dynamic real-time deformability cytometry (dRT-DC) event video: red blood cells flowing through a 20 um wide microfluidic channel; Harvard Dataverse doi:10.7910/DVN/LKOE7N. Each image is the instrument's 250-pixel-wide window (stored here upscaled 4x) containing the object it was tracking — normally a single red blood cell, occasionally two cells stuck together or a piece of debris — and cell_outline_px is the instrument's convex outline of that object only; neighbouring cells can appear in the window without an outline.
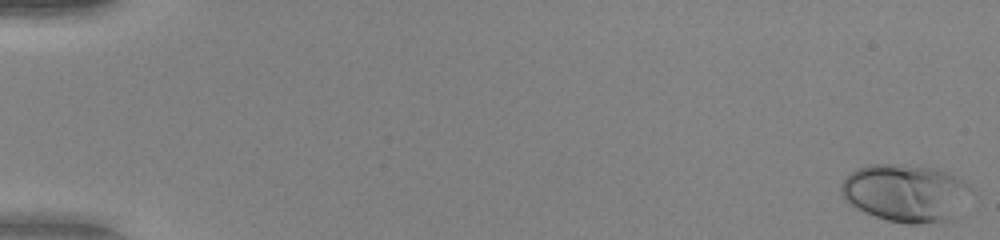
{"species": "human", "species_latin": "Homo sapiens", "temperature_condition": "warm", "stored_images_in_passage": 52, "camera_frame_rate_fps": 3000, "um_per_image_px": 0.085, "donor": {"sex": "female"}, "frame": {"image": 1, "passage_image": 1, "time_ms": 0.0, "image_size_px": [1000, 240], "cell_outline_px": [[972, 188], [944, 220], [920, 224], [908, 224], [888, 220], [864, 212], [848, 204], [844, 200], [840, 192], [840, 184], [856, 168], [868, 164], [904, 164], [940, 168], [956, 176], [968, 184]], "centroid_in_image_um": [76.84, 16.34], "position_along_channel_um": 8.2, "area_um2": 42.83}}
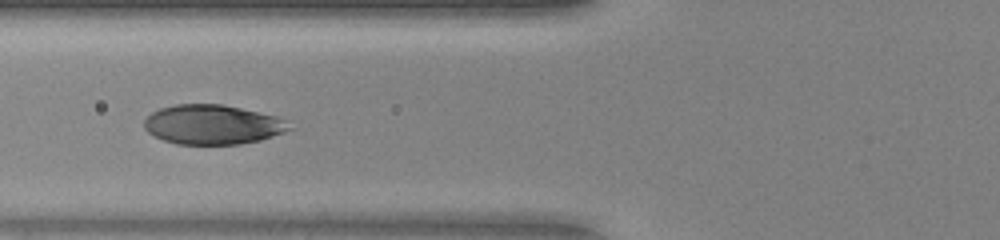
{"frame": {"image": 2, "passage_image": 22, "time_ms": 7.0, "image_size_px": [1000, 240], "cell_outline_px": [[296, 128], [260, 140], [240, 144], [176, 144], [164, 140], [148, 132], [144, 128], [144, 120], [152, 112], [160, 108], [176, 104], [224, 104], [276, 116], [288, 120]], "centroid_in_image_um": [18.12, 10.58], "position_along_channel_um": 107.7, "area_um2": 33.64}}
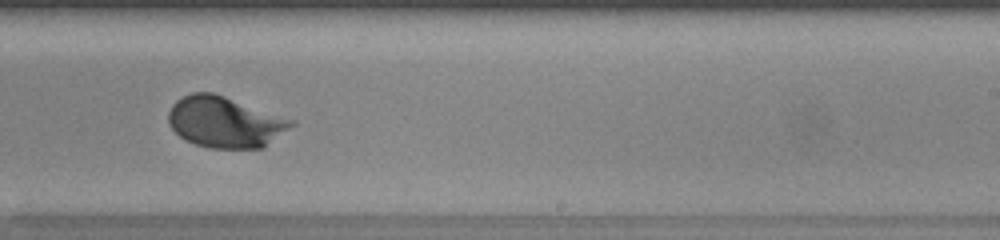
{"frame": {"image": 3, "passage_image": 34, "time_ms": 11.0, "image_size_px": [1000, 240], "cell_outline_px": [[296, 124], [264, 148], [208, 148], [184, 140], [168, 124], [168, 112], [172, 104], [176, 100], [192, 92], [212, 92], [296, 120]], "centroid_in_image_um": [19.14, 10.38], "position_along_channel_um": 269.9, "area_um2": 36.76}, "authors_computed_cell_mechanics": {"area_um2": 35.4603, "velocity_mm_per_s": 4.0621, "shape_relaxation_time_tau1_ms": 3.0875, "shape_relaxation_time_tau2_ms": null, "deformation_change_tau1": 0.1852, "deformation_change_tau2": null}}